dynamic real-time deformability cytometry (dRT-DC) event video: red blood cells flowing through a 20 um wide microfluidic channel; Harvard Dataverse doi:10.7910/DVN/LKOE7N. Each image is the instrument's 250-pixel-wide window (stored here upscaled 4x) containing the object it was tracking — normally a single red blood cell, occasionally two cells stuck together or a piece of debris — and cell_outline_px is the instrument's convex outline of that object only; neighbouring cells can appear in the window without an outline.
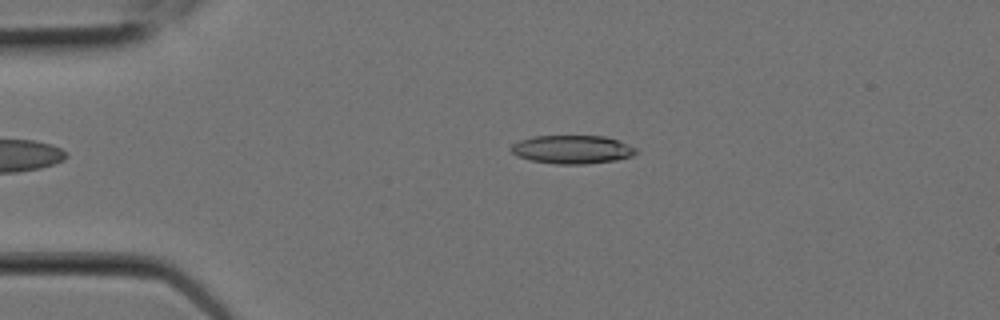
{"species": "Egyptian fruit bat (a non-hibernating species)", "species_latin": "Rousettus aegyptiacus", "temperature_condition": "room temperature", "stored_images_in_passage": 9, "camera_frame_rate_fps": 3000, "um_per_image_px": 0.085, "animal": {"sex": "female"}, "frame": {"image": 1, "passage_image": 2, "time_ms": 0.333, "image_size_px": [1000, 320], "cell_outline_px": [[636, 152], [632, 156], [616, 160], [584, 164], [556, 164], [532, 160], [516, 156], [508, 148], [512, 144], [520, 140], [532, 136], [604, 136], [628, 144], [636, 148]], "centroid_in_image_um": [48.6, 12.7], "position_along_channel_um": 36.4, "area_um2": 20.63}}
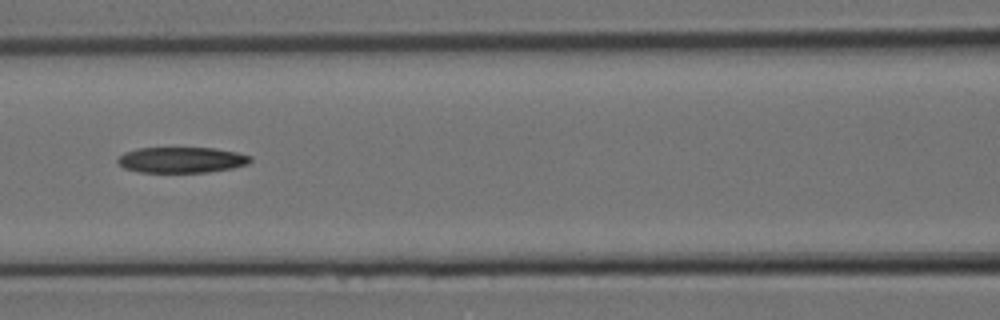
{"frame": {"image": 2, "passage_image": 6, "time_ms": 1.667, "image_size_px": [1000, 320], "cell_outline_px": [[252, 160], [248, 164], [232, 168], [208, 172], [140, 172], [124, 168], [116, 160], [124, 152], [136, 148], [212, 148], [236, 152], [252, 156]], "centroid_in_image_um": [15.44, 13.59], "position_along_channel_um": 151.2, "area_um2": 19.88}}
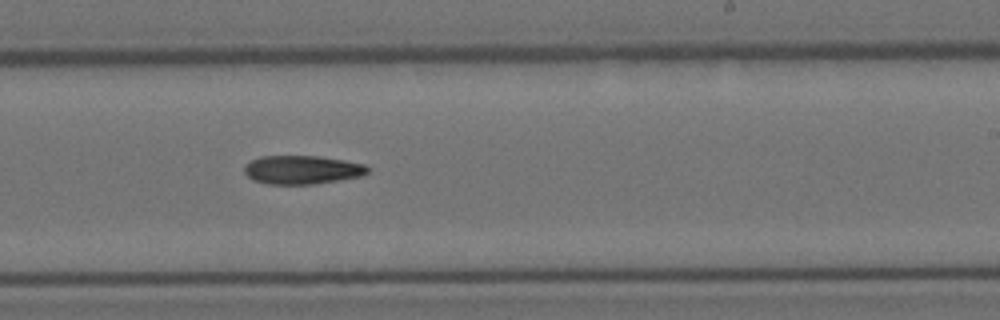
{"frame": {"image": 3, "passage_image": 9, "time_ms": 2.667, "image_size_px": [1000, 320], "cell_outline_px": [[368, 172], [360, 176], [312, 184], [268, 184], [252, 180], [244, 172], [244, 164], [260, 156], [316, 156], [344, 160], [364, 164], [368, 168]], "centroid_in_image_um": [25.62, 14.43], "position_along_channel_um": 263.4, "area_um2": 20.4}}